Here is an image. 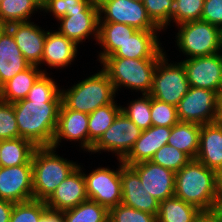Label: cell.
<instances>
[{
	"label": "cell",
	"instance_id": "1",
	"mask_svg": "<svg viewBox=\"0 0 222 222\" xmlns=\"http://www.w3.org/2000/svg\"><path fill=\"white\" fill-rule=\"evenodd\" d=\"M47 72L43 73L25 99L13 104L19 137L36 147H51L62 103L61 89Z\"/></svg>",
	"mask_w": 222,
	"mask_h": 222
},
{
	"label": "cell",
	"instance_id": "2",
	"mask_svg": "<svg viewBox=\"0 0 222 222\" xmlns=\"http://www.w3.org/2000/svg\"><path fill=\"white\" fill-rule=\"evenodd\" d=\"M174 196L203 212L216 211V172L197 159H191L175 173Z\"/></svg>",
	"mask_w": 222,
	"mask_h": 222
},
{
	"label": "cell",
	"instance_id": "3",
	"mask_svg": "<svg viewBox=\"0 0 222 222\" xmlns=\"http://www.w3.org/2000/svg\"><path fill=\"white\" fill-rule=\"evenodd\" d=\"M53 147H37L32 156L33 199L46 201L79 165L56 155Z\"/></svg>",
	"mask_w": 222,
	"mask_h": 222
},
{
	"label": "cell",
	"instance_id": "4",
	"mask_svg": "<svg viewBox=\"0 0 222 222\" xmlns=\"http://www.w3.org/2000/svg\"><path fill=\"white\" fill-rule=\"evenodd\" d=\"M115 93L117 92L112 82L103 70L67 90H61L62 103L68 109L85 114H90L97 108L113 103Z\"/></svg>",
	"mask_w": 222,
	"mask_h": 222
},
{
	"label": "cell",
	"instance_id": "5",
	"mask_svg": "<svg viewBox=\"0 0 222 222\" xmlns=\"http://www.w3.org/2000/svg\"><path fill=\"white\" fill-rule=\"evenodd\" d=\"M158 60L106 57L101 64L115 91L123 86L149 94Z\"/></svg>",
	"mask_w": 222,
	"mask_h": 222
},
{
	"label": "cell",
	"instance_id": "6",
	"mask_svg": "<svg viewBox=\"0 0 222 222\" xmlns=\"http://www.w3.org/2000/svg\"><path fill=\"white\" fill-rule=\"evenodd\" d=\"M176 35L179 51L186 59L210 56L221 52L222 31L219 27L203 20L185 22L177 25Z\"/></svg>",
	"mask_w": 222,
	"mask_h": 222
},
{
	"label": "cell",
	"instance_id": "7",
	"mask_svg": "<svg viewBox=\"0 0 222 222\" xmlns=\"http://www.w3.org/2000/svg\"><path fill=\"white\" fill-rule=\"evenodd\" d=\"M190 88L182 62L168 64L166 53L158 60L154 74L151 97L167 104L178 106Z\"/></svg>",
	"mask_w": 222,
	"mask_h": 222
},
{
	"label": "cell",
	"instance_id": "8",
	"mask_svg": "<svg viewBox=\"0 0 222 222\" xmlns=\"http://www.w3.org/2000/svg\"><path fill=\"white\" fill-rule=\"evenodd\" d=\"M99 23L126 24L137 30L161 31L149 18L143 2L98 0ZM104 14V17L102 15Z\"/></svg>",
	"mask_w": 222,
	"mask_h": 222
},
{
	"label": "cell",
	"instance_id": "9",
	"mask_svg": "<svg viewBox=\"0 0 222 222\" xmlns=\"http://www.w3.org/2000/svg\"><path fill=\"white\" fill-rule=\"evenodd\" d=\"M179 122L199 125L217 122V92L191 87L177 106Z\"/></svg>",
	"mask_w": 222,
	"mask_h": 222
},
{
	"label": "cell",
	"instance_id": "10",
	"mask_svg": "<svg viewBox=\"0 0 222 222\" xmlns=\"http://www.w3.org/2000/svg\"><path fill=\"white\" fill-rule=\"evenodd\" d=\"M118 170L99 167L84 174L89 200L98 202L108 210L122 202L121 164Z\"/></svg>",
	"mask_w": 222,
	"mask_h": 222
},
{
	"label": "cell",
	"instance_id": "11",
	"mask_svg": "<svg viewBox=\"0 0 222 222\" xmlns=\"http://www.w3.org/2000/svg\"><path fill=\"white\" fill-rule=\"evenodd\" d=\"M141 133L142 130L124 112L120 111L112 125L93 145L90 152L114 151L119 159L122 160L132 149Z\"/></svg>",
	"mask_w": 222,
	"mask_h": 222
},
{
	"label": "cell",
	"instance_id": "12",
	"mask_svg": "<svg viewBox=\"0 0 222 222\" xmlns=\"http://www.w3.org/2000/svg\"><path fill=\"white\" fill-rule=\"evenodd\" d=\"M191 87L219 92L222 85V54L195 57L181 61Z\"/></svg>",
	"mask_w": 222,
	"mask_h": 222
},
{
	"label": "cell",
	"instance_id": "13",
	"mask_svg": "<svg viewBox=\"0 0 222 222\" xmlns=\"http://www.w3.org/2000/svg\"><path fill=\"white\" fill-rule=\"evenodd\" d=\"M0 199L14 203L33 199L32 164L0 167Z\"/></svg>",
	"mask_w": 222,
	"mask_h": 222
},
{
	"label": "cell",
	"instance_id": "14",
	"mask_svg": "<svg viewBox=\"0 0 222 222\" xmlns=\"http://www.w3.org/2000/svg\"><path fill=\"white\" fill-rule=\"evenodd\" d=\"M130 167L140 177L143 188L159 202L174 196L175 172L151 161L139 162Z\"/></svg>",
	"mask_w": 222,
	"mask_h": 222
},
{
	"label": "cell",
	"instance_id": "15",
	"mask_svg": "<svg viewBox=\"0 0 222 222\" xmlns=\"http://www.w3.org/2000/svg\"><path fill=\"white\" fill-rule=\"evenodd\" d=\"M121 163L122 204L134 209L150 213L157 217L159 201L144 189L138 174L130 167Z\"/></svg>",
	"mask_w": 222,
	"mask_h": 222
},
{
	"label": "cell",
	"instance_id": "16",
	"mask_svg": "<svg viewBox=\"0 0 222 222\" xmlns=\"http://www.w3.org/2000/svg\"><path fill=\"white\" fill-rule=\"evenodd\" d=\"M79 165L63 180L51 196L45 201L48 209L63 212L88 200L86 182Z\"/></svg>",
	"mask_w": 222,
	"mask_h": 222
},
{
	"label": "cell",
	"instance_id": "17",
	"mask_svg": "<svg viewBox=\"0 0 222 222\" xmlns=\"http://www.w3.org/2000/svg\"><path fill=\"white\" fill-rule=\"evenodd\" d=\"M59 21L58 32L77 45L89 38V35L98 40L99 8L95 0L83 12L72 13V16H64Z\"/></svg>",
	"mask_w": 222,
	"mask_h": 222
},
{
	"label": "cell",
	"instance_id": "18",
	"mask_svg": "<svg viewBox=\"0 0 222 222\" xmlns=\"http://www.w3.org/2000/svg\"><path fill=\"white\" fill-rule=\"evenodd\" d=\"M88 120V114L68 109L61 103L57 128L51 147L56 149L60 145L61 139L64 138L67 141H81V148L83 147L84 150L89 152Z\"/></svg>",
	"mask_w": 222,
	"mask_h": 222
},
{
	"label": "cell",
	"instance_id": "19",
	"mask_svg": "<svg viewBox=\"0 0 222 222\" xmlns=\"http://www.w3.org/2000/svg\"><path fill=\"white\" fill-rule=\"evenodd\" d=\"M8 30L24 58L31 65H41L47 31L30 21L9 24Z\"/></svg>",
	"mask_w": 222,
	"mask_h": 222
},
{
	"label": "cell",
	"instance_id": "20",
	"mask_svg": "<svg viewBox=\"0 0 222 222\" xmlns=\"http://www.w3.org/2000/svg\"><path fill=\"white\" fill-rule=\"evenodd\" d=\"M170 135L171 127L166 126H151L143 130L122 162L130 166L139 162L150 161L157 150L168 143Z\"/></svg>",
	"mask_w": 222,
	"mask_h": 222
},
{
	"label": "cell",
	"instance_id": "21",
	"mask_svg": "<svg viewBox=\"0 0 222 222\" xmlns=\"http://www.w3.org/2000/svg\"><path fill=\"white\" fill-rule=\"evenodd\" d=\"M157 34V31L137 30L109 57L159 59L165 52L161 49Z\"/></svg>",
	"mask_w": 222,
	"mask_h": 222
},
{
	"label": "cell",
	"instance_id": "22",
	"mask_svg": "<svg viewBox=\"0 0 222 222\" xmlns=\"http://www.w3.org/2000/svg\"><path fill=\"white\" fill-rule=\"evenodd\" d=\"M196 159L215 172L222 169V123L201 125Z\"/></svg>",
	"mask_w": 222,
	"mask_h": 222
},
{
	"label": "cell",
	"instance_id": "23",
	"mask_svg": "<svg viewBox=\"0 0 222 222\" xmlns=\"http://www.w3.org/2000/svg\"><path fill=\"white\" fill-rule=\"evenodd\" d=\"M77 44L60 34L58 31H47L41 64L46 63L49 67L62 68L71 65L76 58Z\"/></svg>",
	"mask_w": 222,
	"mask_h": 222
},
{
	"label": "cell",
	"instance_id": "24",
	"mask_svg": "<svg viewBox=\"0 0 222 222\" xmlns=\"http://www.w3.org/2000/svg\"><path fill=\"white\" fill-rule=\"evenodd\" d=\"M31 64L24 58L16 41L7 29L0 37V88L17 73H20Z\"/></svg>",
	"mask_w": 222,
	"mask_h": 222
},
{
	"label": "cell",
	"instance_id": "25",
	"mask_svg": "<svg viewBox=\"0 0 222 222\" xmlns=\"http://www.w3.org/2000/svg\"><path fill=\"white\" fill-rule=\"evenodd\" d=\"M136 31V28L126 24L99 23L97 41L103 47L99 61L115 53Z\"/></svg>",
	"mask_w": 222,
	"mask_h": 222
},
{
	"label": "cell",
	"instance_id": "26",
	"mask_svg": "<svg viewBox=\"0 0 222 222\" xmlns=\"http://www.w3.org/2000/svg\"><path fill=\"white\" fill-rule=\"evenodd\" d=\"M38 66L31 65L26 70L17 73L0 88V100L7 103L25 99L37 79L45 73Z\"/></svg>",
	"mask_w": 222,
	"mask_h": 222
},
{
	"label": "cell",
	"instance_id": "27",
	"mask_svg": "<svg viewBox=\"0 0 222 222\" xmlns=\"http://www.w3.org/2000/svg\"><path fill=\"white\" fill-rule=\"evenodd\" d=\"M37 147L24 138L0 140V167L32 164V156Z\"/></svg>",
	"mask_w": 222,
	"mask_h": 222
},
{
	"label": "cell",
	"instance_id": "28",
	"mask_svg": "<svg viewBox=\"0 0 222 222\" xmlns=\"http://www.w3.org/2000/svg\"><path fill=\"white\" fill-rule=\"evenodd\" d=\"M201 125L196 123L178 122L171 127L169 145L184 152L190 159H196L199 150Z\"/></svg>",
	"mask_w": 222,
	"mask_h": 222
},
{
	"label": "cell",
	"instance_id": "29",
	"mask_svg": "<svg viewBox=\"0 0 222 222\" xmlns=\"http://www.w3.org/2000/svg\"><path fill=\"white\" fill-rule=\"evenodd\" d=\"M198 207L176 196L159 202L157 222H195L202 213Z\"/></svg>",
	"mask_w": 222,
	"mask_h": 222
},
{
	"label": "cell",
	"instance_id": "30",
	"mask_svg": "<svg viewBox=\"0 0 222 222\" xmlns=\"http://www.w3.org/2000/svg\"><path fill=\"white\" fill-rule=\"evenodd\" d=\"M37 9L42 10V0H3L0 3V21L7 25L27 22Z\"/></svg>",
	"mask_w": 222,
	"mask_h": 222
},
{
	"label": "cell",
	"instance_id": "31",
	"mask_svg": "<svg viewBox=\"0 0 222 222\" xmlns=\"http://www.w3.org/2000/svg\"><path fill=\"white\" fill-rule=\"evenodd\" d=\"M122 106H118L115 101L106 106L97 108L89 115V152L93 145L100 139L103 133L112 125L113 121L121 111Z\"/></svg>",
	"mask_w": 222,
	"mask_h": 222
},
{
	"label": "cell",
	"instance_id": "32",
	"mask_svg": "<svg viewBox=\"0 0 222 222\" xmlns=\"http://www.w3.org/2000/svg\"><path fill=\"white\" fill-rule=\"evenodd\" d=\"M64 222H108L109 210L98 202L86 200L63 211Z\"/></svg>",
	"mask_w": 222,
	"mask_h": 222
},
{
	"label": "cell",
	"instance_id": "33",
	"mask_svg": "<svg viewBox=\"0 0 222 222\" xmlns=\"http://www.w3.org/2000/svg\"><path fill=\"white\" fill-rule=\"evenodd\" d=\"M127 107H121V111L142 131L152 126L150 94H142L141 98L130 101Z\"/></svg>",
	"mask_w": 222,
	"mask_h": 222
},
{
	"label": "cell",
	"instance_id": "34",
	"mask_svg": "<svg viewBox=\"0 0 222 222\" xmlns=\"http://www.w3.org/2000/svg\"><path fill=\"white\" fill-rule=\"evenodd\" d=\"M190 160L184 152L166 144L157 150L150 161L176 173Z\"/></svg>",
	"mask_w": 222,
	"mask_h": 222
},
{
	"label": "cell",
	"instance_id": "35",
	"mask_svg": "<svg viewBox=\"0 0 222 222\" xmlns=\"http://www.w3.org/2000/svg\"><path fill=\"white\" fill-rule=\"evenodd\" d=\"M47 209L45 201L36 199L14 203L10 222H39L40 216Z\"/></svg>",
	"mask_w": 222,
	"mask_h": 222
},
{
	"label": "cell",
	"instance_id": "36",
	"mask_svg": "<svg viewBox=\"0 0 222 222\" xmlns=\"http://www.w3.org/2000/svg\"><path fill=\"white\" fill-rule=\"evenodd\" d=\"M142 2L149 18L160 30L170 24L174 0H143Z\"/></svg>",
	"mask_w": 222,
	"mask_h": 222
},
{
	"label": "cell",
	"instance_id": "37",
	"mask_svg": "<svg viewBox=\"0 0 222 222\" xmlns=\"http://www.w3.org/2000/svg\"><path fill=\"white\" fill-rule=\"evenodd\" d=\"M94 0H42V11L52 12L59 20L72 13L83 12Z\"/></svg>",
	"mask_w": 222,
	"mask_h": 222
},
{
	"label": "cell",
	"instance_id": "38",
	"mask_svg": "<svg viewBox=\"0 0 222 222\" xmlns=\"http://www.w3.org/2000/svg\"><path fill=\"white\" fill-rule=\"evenodd\" d=\"M204 0H174V10L171 21L176 25L201 20Z\"/></svg>",
	"mask_w": 222,
	"mask_h": 222
},
{
	"label": "cell",
	"instance_id": "39",
	"mask_svg": "<svg viewBox=\"0 0 222 222\" xmlns=\"http://www.w3.org/2000/svg\"><path fill=\"white\" fill-rule=\"evenodd\" d=\"M152 126L172 127L179 122L177 107L151 97Z\"/></svg>",
	"mask_w": 222,
	"mask_h": 222
},
{
	"label": "cell",
	"instance_id": "40",
	"mask_svg": "<svg viewBox=\"0 0 222 222\" xmlns=\"http://www.w3.org/2000/svg\"><path fill=\"white\" fill-rule=\"evenodd\" d=\"M108 222H157V218L155 215L120 203L109 209Z\"/></svg>",
	"mask_w": 222,
	"mask_h": 222
},
{
	"label": "cell",
	"instance_id": "41",
	"mask_svg": "<svg viewBox=\"0 0 222 222\" xmlns=\"http://www.w3.org/2000/svg\"><path fill=\"white\" fill-rule=\"evenodd\" d=\"M15 138H19V131L13 104L0 100V140Z\"/></svg>",
	"mask_w": 222,
	"mask_h": 222
},
{
	"label": "cell",
	"instance_id": "42",
	"mask_svg": "<svg viewBox=\"0 0 222 222\" xmlns=\"http://www.w3.org/2000/svg\"><path fill=\"white\" fill-rule=\"evenodd\" d=\"M201 20L222 30V0H204Z\"/></svg>",
	"mask_w": 222,
	"mask_h": 222
},
{
	"label": "cell",
	"instance_id": "43",
	"mask_svg": "<svg viewBox=\"0 0 222 222\" xmlns=\"http://www.w3.org/2000/svg\"><path fill=\"white\" fill-rule=\"evenodd\" d=\"M14 202L0 199V222H10Z\"/></svg>",
	"mask_w": 222,
	"mask_h": 222
},
{
	"label": "cell",
	"instance_id": "44",
	"mask_svg": "<svg viewBox=\"0 0 222 222\" xmlns=\"http://www.w3.org/2000/svg\"><path fill=\"white\" fill-rule=\"evenodd\" d=\"M39 222H64L63 212L47 209L40 216Z\"/></svg>",
	"mask_w": 222,
	"mask_h": 222
},
{
	"label": "cell",
	"instance_id": "45",
	"mask_svg": "<svg viewBox=\"0 0 222 222\" xmlns=\"http://www.w3.org/2000/svg\"><path fill=\"white\" fill-rule=\"evenodd\" d=\"M195 222H221V219L216 211L202 212Z\"/></svg>",
	"mask_w": 222,
	"mask_h": 222
},
{
	"label": "cell",
	"instance_id": "46",
	"mask_svg": "<svg viewBox=\"0 0 222 222\" xmlns=\"http://www.w3.org/2000/svg\"><path fill=\"white\" fill-rule=\"evenodd\" d=\"M216 194L217 199H222V169L216 172Z\"/></svg>",
	"mask_w": 222,
	"mask_h": 222
},
{
	"label": "cell",
	"instance_id": "47",
	"mask_svg": "<svg viewBox=\"0 0 222 222\" xmlns=\"http://www.w3.org/2000/svg\"><path fill=\"white\" fill-rule=\"evenodd\" d=\"M217 122L222 123V90L217 93Z\"/></svg>",
	"mask_w": 222,
	"mask_h": 222
},
{
	"label": "cell",
	"instance_id": "48",
	"mask_svg": "<svg viewBox=\"0 0 222 222\" xmlns=\"http://www.w3.org/2000/svg\"><path fill=\"white\" fill-rule=\"evenodd\" d=\"M216 212L218 213L221 221H222V199H217V208Z\"/></svg>",
	"mask_w": 222,
	"mask_h": 222
},
{
	"label": "cell",
	"instance_id": "49",
	"mask_svg": "<svg viewBox=\"0 0 222 222\" xmlns=\"http://www.w3.org/2000/svg\"><path fill=\"white\" fill-rule=\"evenodd\" d=\"M7 29H8V25L0 21V37L5 33Z\"/></svg>",
	"mask_w": 222,
	"mask_h": 222
}]
</instances>
